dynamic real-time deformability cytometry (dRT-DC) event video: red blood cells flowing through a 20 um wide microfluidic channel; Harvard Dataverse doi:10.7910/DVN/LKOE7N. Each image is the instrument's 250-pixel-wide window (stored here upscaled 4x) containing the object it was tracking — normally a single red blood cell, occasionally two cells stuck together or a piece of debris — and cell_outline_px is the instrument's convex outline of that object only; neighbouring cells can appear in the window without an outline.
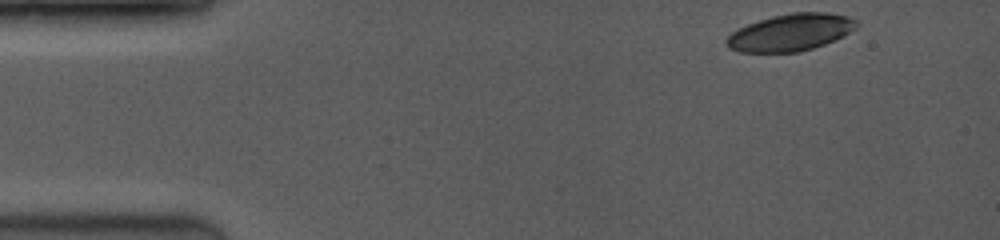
{"species": "common noctule bat (a hibernating species)", "species_latin": "Nyctalus noctula", "temperature_condition": "room temperature", "stored_images_in_passage": 8, "camera_frame_rate_fps": 3500, "um_per_image_px": 0.085, "animal": {"sex": "female", "body_mass_g": 19.0, "forearm_length_mm": 53.3}, "frame": {"image": 1, "passage_image": 1, "time_ms": 0.0, "image_size_px": [1000, 240], "cell_outline_px": [[860, 24], [856, 28], [824, 44], [800, 52], [740, 52], [728, 48], [724, 44], [724, 40], [736, 28], [772, 16], [792, 12], [828, 12], [848, 16], [856, 20]], "centroid_in_image_um": [67.15, 2.75], "position_along_channel_um": 17.8, "area_um2": 28.09}}